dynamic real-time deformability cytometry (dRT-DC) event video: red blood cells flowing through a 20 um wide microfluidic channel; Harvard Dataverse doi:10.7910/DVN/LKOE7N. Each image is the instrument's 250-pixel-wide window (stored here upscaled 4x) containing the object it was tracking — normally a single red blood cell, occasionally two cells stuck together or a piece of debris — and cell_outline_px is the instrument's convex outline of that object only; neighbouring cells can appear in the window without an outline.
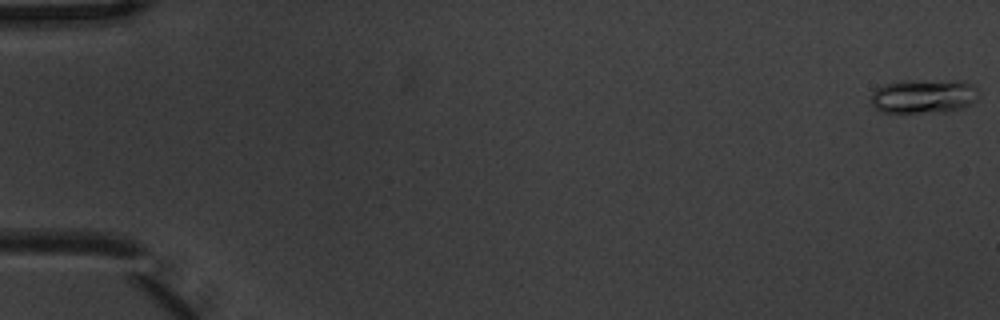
{"species": "common noctule bat (a hibernating species)", "species_latin": "Nyctalus noctula", "temperature_condition": "warm", "stored_images_in_passage": 8, "camera_frame_rate_fps": 3000, "um_per_image_px": 0.085, "animal": {"sex": "male", "body_mass_g": 20.1, "forearm_length_mm": 53.5}, "frame": {"image": 1, "passage_image": 1, "time_ms": 0.0, "image_size_px": [1000, 320], "cell_outline_px": [[976, 100], [964, 108], [948, 112], [880, 112], [872, 104], [872, 92], [876, 88], [884, 84], [896, 80], [960, 80], [972, 84], [976, 88]], "centroid_in_image_um": [78.5, 8.16], "position_along_channel_um": 6.5, "area_um2": 21.73}}
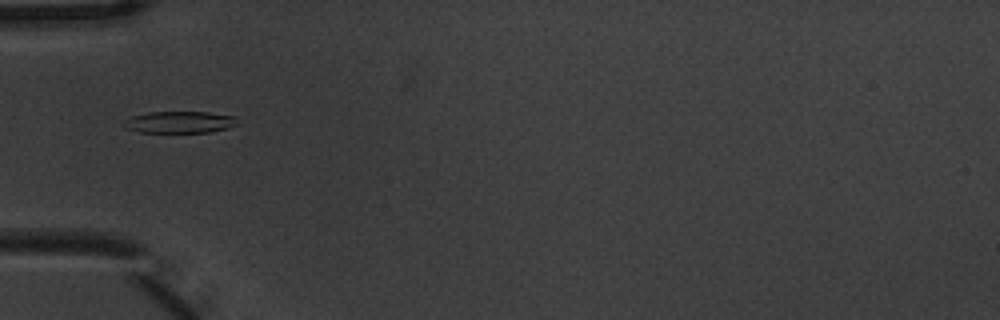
{"frame": {"image": 2, "passage_image": 6, "time_ms": 1.667, "image_size_px": [1000, 320], "cell_outline_px": [[236, 124], [228, 128], [208, 132], [140, 132], [124, 128], [120, 124], [124, 120], [132, 116], [148, 112], [208, 112], [236, 116]], "centroid_in_image_um": [15.21, 10.38], "position_along_channel_um": 69.8, "area_um2": 14.45}}
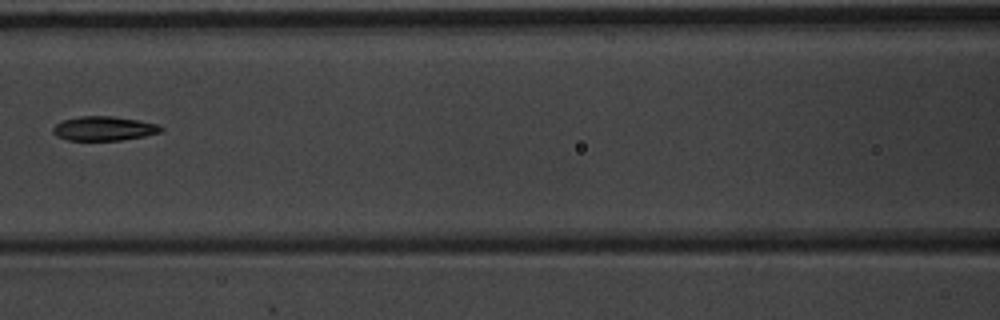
{"frame": {"image": 3, "passage_image": 8, "time_ms": 2.333, "image_size_px": [1000, 320], "cell_outline_px": [[164, 128], [160, 132], [144, 136], [120, 140], [68, 140], [56, 136], [52, 132], [52, 128], [56, 124], [64, 120], [80, 116], [112, 116], [136, 120], [156, 124]], "centroid_in_image_um": [8.79, 10.92], "position_along_channel_um": 157.8, "area_um2": 15.09}}